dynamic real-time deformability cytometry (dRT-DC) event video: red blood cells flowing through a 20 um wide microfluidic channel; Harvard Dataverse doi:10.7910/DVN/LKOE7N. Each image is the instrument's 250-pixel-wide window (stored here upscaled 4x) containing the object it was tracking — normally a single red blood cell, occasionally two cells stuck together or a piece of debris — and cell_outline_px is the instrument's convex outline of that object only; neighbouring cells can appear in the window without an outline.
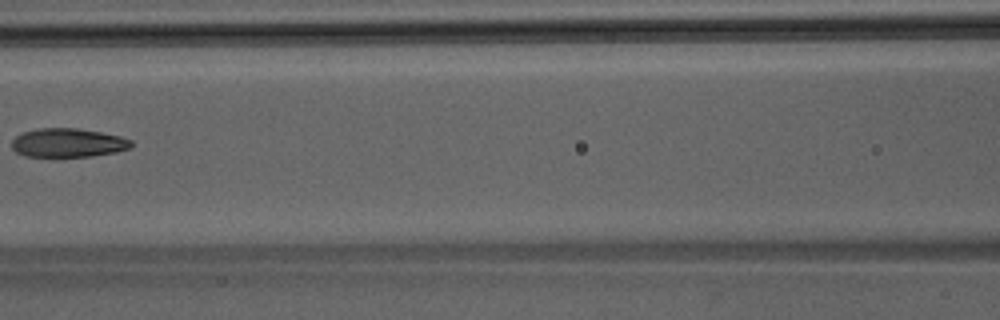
{"species": "Egyptian fruit bat (a non-hibernating species)", "species_latin": "Rousettus aegyptiacus", "temperature_condition": "room temperature", "stored_images_in_passage": 3, "camera_frame_rate_fps": 3000, "um_per_image_px": 0.085, "animal": {"sex": "male"}, "frame": {"image": 1, "passage_image": 3, "time_ms": 0.667, "image_size_px": [1000, 320], "cell_outline_px": [[132, 144], [128, 148], [116, 152], [92, 156], [24, 156], [16, 152], [12, 148], [12, 140], [16, 136], [24, 132], [40, 128], [76, 128], [100, 132], [120, 136], [132, 140]], "centroid_in_image_um": [5.77, 12.13], "position_along_channel_um": 160.8, "area_um2": 19.88}}